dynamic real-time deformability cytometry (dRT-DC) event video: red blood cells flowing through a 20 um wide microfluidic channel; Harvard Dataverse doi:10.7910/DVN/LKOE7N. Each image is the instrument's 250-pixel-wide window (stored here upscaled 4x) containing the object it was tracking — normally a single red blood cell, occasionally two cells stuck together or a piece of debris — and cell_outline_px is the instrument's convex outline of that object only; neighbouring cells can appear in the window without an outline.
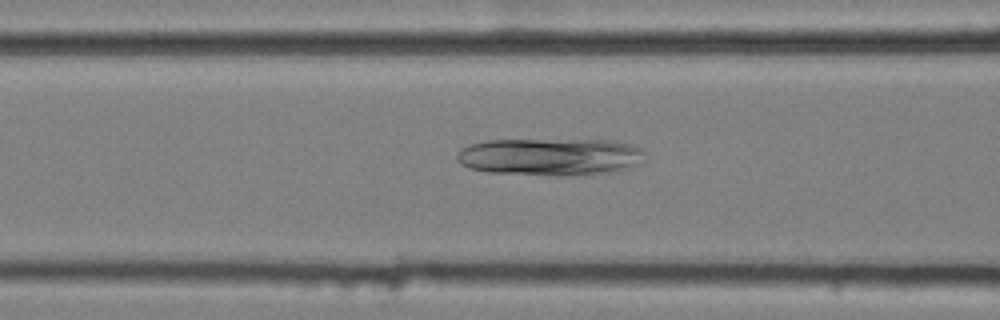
{"species": "common noctule bat (a hibernating species)", "species_latin": "Nyctalus noctula", "temperature_condition": "cold", "stored_images_in_passage": 35, "camera_frame_rate_fps": 3000, "um_per_image_px": 0.085, "animal": {"sex": "female", "body_mass_g": 25.1}, "frame": {"image": 1, "passage_image": 8, "time_ms": 2.333, "image_size_px": [1000, 320], "cell_outline_px": [[644, 152], [640, 164], [616, 172], [560, 176], [556, 176], [488, 172], [472, 168], [460, 164], [456, 160], [456, 152], [460, 148], [468, 144], [488, 140], [608, 140], [628, 144], [644, 148]], "centroid_in_image_um": [46.75, 13.33], "position_along_channel_um": 119.9, "area_um2": 41.33}}
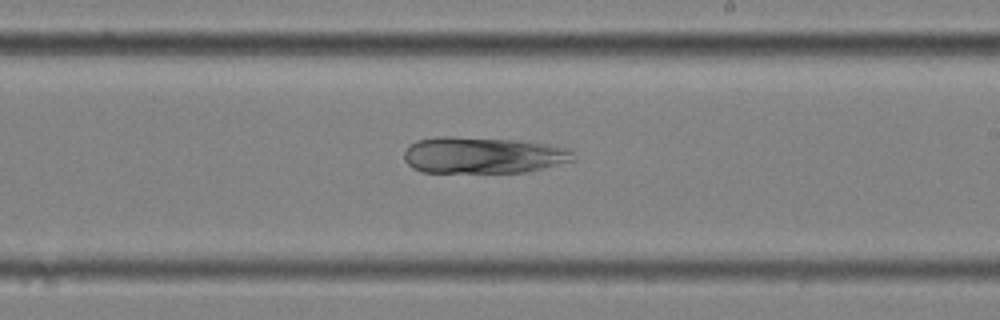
{"frame": {"image": 2, "passage_image": 19, "time_ms": 6.0, "image_size_px": [1000, 320], "cell_outline_px": [[576, 160], [524, 172], [420, 172], [412, 168], [404, 160], [404, 152], [416, 140], [436, 136], [452, 136], [512, 140], [544, 144], [568, 148], [572, 152]], "centroid_in_image_um": [41.0, 13.19], "position_along_channel_um": 248.0, "area_um2": 35.78}}
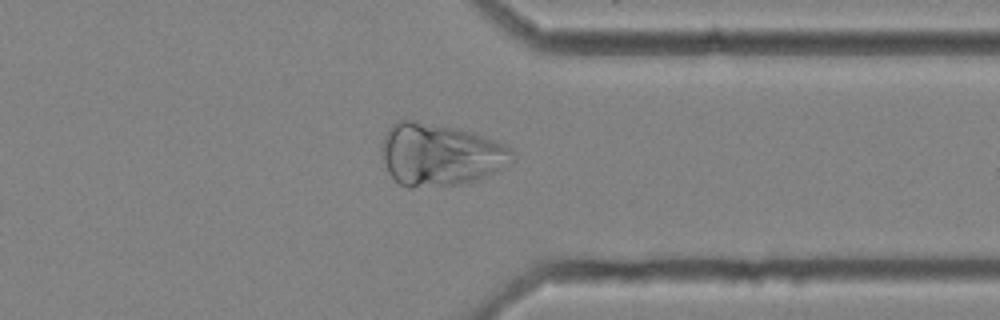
{"frame": {"image": 3, "passage_image": 30, "time_ms": 9.667, "image_size_px": [1000, 320], "cell_outline_px": [[516, 160], [504, 168], [496, 172], [476, 180], [456, 184], [408, 188], [400, 184], [388, 172], [380, 156], [380, 148], [384, 136], [388, 128], [396, 120], [416, 120], [456, 128], [472, 132], [508, 144], [512, 148], [516, 156]], "centroid_in_image_um": [37.43, 13.13], "position_along_channel_um": 374.0, "area_um2": 48.15}}